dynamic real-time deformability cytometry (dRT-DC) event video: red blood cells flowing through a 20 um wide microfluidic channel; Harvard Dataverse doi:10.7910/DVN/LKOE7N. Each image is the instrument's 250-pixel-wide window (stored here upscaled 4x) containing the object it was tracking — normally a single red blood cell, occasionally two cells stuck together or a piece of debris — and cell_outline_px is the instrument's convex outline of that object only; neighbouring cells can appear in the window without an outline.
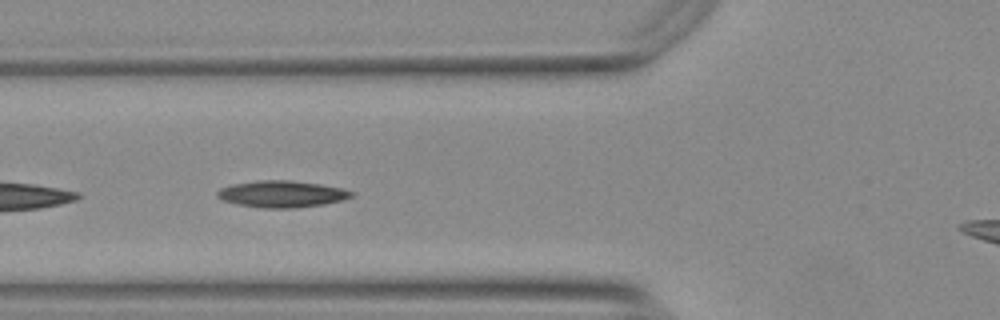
{"species": "Egyptian fruit bat (a non-hibernating species)", "species_latin": "Rousettus aegyptiacus", "temperature_condition": "warm", "stored_images_in_passage": 8, "camera_frame_rate_fps": 3000, "um_per_image_px": 0.085, "animal": {"sex": "female"}, "frame": {"image": 1, "passage_image": 4, "time_ms": 1.0, "image_size_px": [1000, 320], "cell_outline_px": [[356, 192], [352, 196], [344, 200], [324, 204], [292, 208], [260, 208], [236, 204], [224, 200], [216, 196], [216, 192], [220, 188], [232, 184], [260, 180], [288, 180], [320, 184], [344, 188]], "centroid_in_image_um": [23.97, 16.49], "position_along_channel_um": 101.8, "area_um2": 20.98}}